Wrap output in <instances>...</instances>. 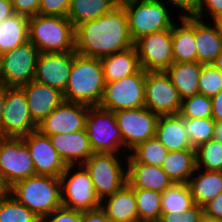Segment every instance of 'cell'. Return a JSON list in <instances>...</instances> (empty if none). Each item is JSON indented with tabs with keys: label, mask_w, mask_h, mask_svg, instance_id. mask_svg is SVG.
Wrapping results in <instances>:
<instances>
[{
	"label": "cell",
	"mask_w": 222,
	"mask_h": 222,
	"mask_svg": "<svg viewBox=\"0 0 222 222\" xmlns=\"http://www.w3.org/2000/svg\"><path fill=\"white\" fill-rule=\"evenodd\" d=\"M201 71L202 64L198 62H174L165 70L181 99L199 93Z\"/></svg>",
	"instance_id": "27"
},
{
	"label": "cell",
	"mask_w": 222,
	"mask_h": 222,
	"mask_svg": "<svg viewBox=\"0 0 222 222\" xmlns=\"http://www.w3.org/2000/svg\"><path fill=\"white\" fill-rule=\"evenodd\" d=\"M34 122L39 125L63 100V93L51 86L32 80L21 86Z\"/></svg>",
	"instance_id": "19"
},
{
	"label": "cell",
	"mask_w": 222,
	"mask_h": 222,
	"mask_svg": "<svg viewBox=\"0 0 222 222\" xmlns=\"http://www.w3.org/2000/svg\"><path fill=\"white\" fill-rule=\"evenodd\" d=\"M74 37L77 54L98 59L134 46L121 4L95 20L76 26Z\"/></svg>",
	"instance_id": "1"
},
{
	"label": "cell",
	"mask_w": 222,
	"mask_h": 222,
	"mask_svg": "<svg viewBox=\"0 0 222 222\" xmlns=\"http://www.w3.org/2000/svg\"><path fill=\"white\" fill-rule=\"evenodd\" d=\"M179 115L185 119L212 118L211 97L197 93L182 99Z\"/></svg>",
	"instance_id": "38"
},
{
	"label": "cell",
	"mask_w": 222,
	"mask_h": 222,
	"mask_svg": "<svg viewBox=\"0 0 222 222\" xmlns=\"http://www.w3.org/2000/svg\"><path fill=\"white\" fill-rule=\"evenodd\" d=\"M100 208L110 222H138L134 188L128 183L112 195L102 199Z\"/></svg>",
	"instance_id": "21"
},
{
	"label": "cell",
	"mask_w": 222,
	"mask_h": 222,
	"mask_svg": "<svg viewBox=\"0 0 222 222\" xmlns=\"http://www.w3.org/2000/svg\"><path fill=\"white\" fill-rule=\"evenodd\" d=\"M128 18L129 32L135 42L140 37L171 29L175 24L171 10L162 0H126L120 3Z\"/></svg>",
	"instance_id": "5"
},
{
	"label": "cell",
	"mask_w": 222,
	"mask_h": 222,
	"mask_svg": "<svg viewBox=\"0 0 222 222\" xmlns=\"http://www.w3.org/2000/svg\"><path fill=\"white\" fill-rule=\"evenodd\" d=\"M40 222H81V211L61 206L40 218Z\"/></svg>",
	"instance_id": "42"
},
{
	"label": "cell",
	"mask_w": 222,
	"mask_h": 222,
	"mask_svg": "<svg viewBox=\"0 0 222 222\" xmlns=\"http://www.w3.org/2000/svg\"><path fill=\"white\" fill-rule=\"evenodd\" d=\"M115 153H93L82 165L89 172L100 200L127 184V162Z\"/></svg>",
	"instance_id": "6"
},
{
	"label": "cell",
	"mask_w": 222,
	"mask_h": 222,
	"mask_svg": "<svg viewBox=\"0 0 222 222\" xmlns=\"http://www.w3.org/2000/svg\"><path fill=\"white\" fill-rule=\"evenodd\" d=\"M104 87L100 59L85 57L73 51L70 76L63 93L64 100L90 107L99 106Z\"/></svg>",
	"instance_id": "2"
},
{
	"label": "cell",
	"mask_w": 222,
	"mask_h": 222,
	"mask_svg": "<svg viewBox=\"0 0 222 222\" xmlns=\"http://www.w3.org/2000/svg\"><path fill=\"white\" fill-rule=\"evenodd\" d=\"M161 167L174 184L188 183L196 170V150L169 151Z\"/></svg>",
	"instance_id": "30"
},
{
	"label": "cell",
	"mask_w": 222,
	"mask_h": 222,
	"mask_svg": "<svg viewBox=\"0 0 222 222\" xmlns=\"http://www.w3.org/2000/svg\"><path fill=\"white\" fill-rule=\"evenodd\" d=\"M5 99V86L0 83V138H2V118Z\"/></svg>",
	"instance_id": "50"
},
{
	"label": "cell",
	"mask_w": 222,
	"mask_h": 222,
	"mask_svg": "<svg viewBox=\"0 0 222 222\" xmlns=\"http://www.w3.org/2000/svg\"><path fill=\"white\" fill-rule=\"evenodd\" d=\"M168 150L162 143L153 137L145 142L139 143L124 157L127 163H144L152 166H162Z\"/></svg>",
	"instance_id": "32"
},
{
	"label": "cell",
	"mask_w": 222,
	"mask_h": 222,
	"mask_svg": "<svg viewBox=\"0 0 222 222\" xmlns=\"http://www.w3.org/2000/svg\"><path fill=\"white\" fill-rule=\"evenodd\" d=\"M127 183L134 189H148L158 193L174 184L161 166L144 163H127Z\"/></svg>",
	"instance_id": "22"
},
{
	"label": "cell",
	"mask_w": 222,
	"mask_h": 222,
	"mask_svg": "<svg viewBox=\"0 0 222 222\" xmlns=\"http://www.w3.org/2000/svg\"><path fill=\"white\" fill-rule=\"evenodd\" d=\"M171 36L174 62H197L195 17L179 18L171 28Z\"/></svg>",
	"instance_id": "23"
},
{
	"label": "cell",
	"mask_w": 222,
	"mask_h": 222,
	"mask_svg": "<svg viewBox=\"0 0 222 222\" xmlns=\"http://www.w3.org/2000/svg\"><path fill=\"white\" fill-rule=\"evenodd\" d=\"M195 205L187 183H176L161 193L162 213L181 214Z\"/></svg>",
	"instance_id": "33"
},
{
	"label": "cell",
	"mask_w": 222,
	"mask_h": 222,
	"mask_svg": "<svg viewBox=\"0 0 222 222\" xmlns=\"http://www.w3.org/2000/svg\"><path fill=\"white\" fill-rule=\"evenodd\" d=\"M7 193H9V188L3 181L2 176L0 174V196L6 195Z\"/></svg>",
	"instance_id": "54"
},
{
	"label": "cell",
	"mask_w": 222,
	"mask_h": 222,
	"mask_svg": "<svg viewBox=\"0 0 222 222\" xmlns=\"http://www.w3.org/2000/svg\"><path fill=\"white\" fill-rule=\"evenodd\" d=\"M74 169V170H73ZM62 206L88 211L100 208L89 172L83 165H67L60 176Z\"/></svg>",
	"instance_id": "8"
},
{
	"label": "cell",
	"mask_w": 222,
	"mask_h": 222,
	"mask_svg": "<svg viewBox=\"0 0 222 222\" xmlns=\"http://www.w3.org/2000/svg\"><path fill=\"white\" fill-rule=\"evenodd\" d=\"M29 17L14 13L0 22V55L29 41Z\"/></svg>",
	"instance_id": "29"
},
{
	"label": "cell",
	"mask_w": 222,
	"mask_h": 222,
	"mask_svg": "<svg viewBox=\"0 0 222 222\" xmlns=\"http://www.w3.org/2000/svg\"><path fill=\"white\" fill-rule=\"evenodd\" d=\"M114 113L128 154L139 143L155 137L159 116L147 107L120 110Z\"/></svg>",
	"instance_id": "14"
},
{
	"label": "cell",
	"mask_w": 222,
	"mask_h": 222,
	"mask_svg": "<svg viewBox=\"0 0 222 222\" xmlns=\"http://www.w3.org/2000/svg\"><path fill=\"white\" fill-rule=\"evenodd\" d=\"M14 13L27 17L36 16L40 7V0H11Z\"/></svg>",
	"instance_id": "44"
},
{
	"label": "cell",
	"mask_w": 222,
	"mask_h": 222,
	"mask_svg": "<svg viewBox=\"0 0 222 222\" xmlns=\"http://www.w3.org/2000/svg\"><path fill=\"white\" fill-rule=\"evenodd\" d=\"M81 222H110L105 212L101 209L81 211Z\"/></svg>",
	"instance_id": "47"
},
{
	"label": "cell",
	"mask_w": 222,
	"mask_h": 222,
	"mask_svg": "<svg viewBox=\"0 0 222 222\" xmlns=\"http://www.w3.org/2000/svg\"><path fill=\"white\" fill-rule=\"evenodd\" d=\"M39 50L30 42L0 55V83L21 87L35 78Z\"/></svg>",
	"instance_id": "10"
},
{
	"label": "cell",
	"mask_w": 222,
	"mask_h": 222,
	"mask_svg": "<svg viewBox=\"0 0 222 222\" xmlns=\"http://www.w3.org/2000/svg\"><path fill=\"white\" fill-rule=\"evenodd\" d=\"M14 14L11 0H0V22Z\"/></svg>",
	"instance_id": "49"
},
{
	"label": "cell",
	"mask_w": 222,
	"mask_h": 222,
	"mask_svg": "<svg viewBox=\"0 0 222 222\" xmlns=\"http://www.w3.org/2000/svg\"><path fill=\"white\" fill-rule=\"evenodd\" d=\"M73 51L64 53H40L34 80L64 93L70 76Z\"/></svg>",
	"instance_id": "18"
},
{
	"label": "cell",
	"mask_w": 222,
	"mask_h": 222,
	"mask_svg": "<svg viewBox=\"0 0 222 222\" xmlns=\"http://www.w3.org/2000/svg\"><path fill=\"white\" fill-rule=\"evenodd\" d=\"M146 71L117 81L105 82L104 92L99 106L112 112L145 107Z\"/></svg>",
	"instance_id": "9"
},
{
	"label": "cell",
	"mask_w": 222,
	"mask_h": 222,
	"mask_svg": "<svg viewBox=\"0 0 222 222\" xmlns=\"http://www.w3.org/2000/svg\"><path fill=\"white\" fill-rule=\"evenodd\" d=\"M212 21L217 27L219 35L222 37V13L216 16Z\"/></svg>",
	"instance_id": "52"
},
{
	"label": "cell",
	"mask_w": 222,
	"mask_h": 222,
	"mask_svg": "<svg viewBox=\"0 0 222 222\" xmlns=\"http://www.w3.org/2000/svg\"><path fill=\"white\" fill-rule=\"evenodd\" d=\"M105 82L117 81L141 69L135 46L100 59Z\"/></svg>",
	"instance_id": "26"
},
{
	"label": "cell",
	"mask_w": 222,
	"mask_h": 222,
	"mask_svg": "<svg viewBox=\"0 0 222 222\" xmlns=\"http://www.w3.org/2000/svg\"><path fill=\"white\" fill-rule=\"evenodd\" d=\"M212 65L220 70L222 72V51L220 54L215 58V60L212 62Z\"/></svg>",
	"instance_id": "53"
},
{
	"label": "cell",
	"mask_w": 222,
	"mask_h": 222,
	"mask_svg": "<svg viewBox=\"0 0 222 222\" xmlns=\"http://www.w3.org/2000/svg\"><path fill=\"white\" fill-rule=\"evenodd\" d=\"M199 93L213 97L222 88V72L212 64H202L198 82Z\"/></svg>",
	"instance_id": "39"
},
{
	"label": "cell",
	"mask_w": 222,
	"mask_h": 222,
	"mask_svg": "<svg viewBox=\"0 0 222 222\" xmlns=\"http://www.w3.org/2000/svg\"><path fill=\"white\" fill-rule=\"evenodd\" d=\"M206 217L222 220V192L203 206Z\"/></svg>",
	"instance_id": "46"
},
{
	"label": "cell",
	"mask_w": 222,
	"mask_h": 222,
	"mask_svg": "<svg viewBox=\"0 0 222 222\" xmlns=\"http://www.w3.org/2000/svg\"><path fill=\"white\" fill-rule=\"evenodd\" d=\"M71 0H40L39 15L67 17Z\"/></svg>",
	"instance_id": "41"
},
{
	"label": "cell",
	"mask_w": 222,
	"mask_h": 222,
	"mask_svg": "<svg viewBox=\"0 0 222 222\" xmlns=\"http://www.w3.org/2000/svg\"><path fill=\"white\" fill-rule=\"evenodd\" d=\"M201 222H222V220L212 219L204 215L201 219Z\"/></svg>",
	"instance_id": "55"
},
{
	"label": "cell",
	"mask_w": 222,
	"mask_h": 222,
	"mask_svg": "<svg viewBox=\"0 0 222 222\" xmlns=\"http://www.w3.org/2000/svg\"><path fill=\"white\" fill-rule=\"evenodd\" d=\"M49 138L66 165H82L94 153L86 129Z\"/></svg>",
	"instance_id": "20"
},
{
	"label": "cell",
	"mask_w": 222,
	"mask_h": 222,
	"mask_svg": "<svg viewBox=\"0 0 222 222\" xmlns=\"http://www.w3.org/2000/svg\"><path fill=\"white\" fill-rule=\"evenodd\" d=\"M29 41L40 53L75 51V28L67 17H29Z\"/></svg>",
	"instance_id": "4"
},
{
	"label": "cell",
	"mask_w": 222,
	"mask_h": 222,
	"mask_svg": "<svg viewBox=\"0 0 222 222\" xmlns=\"http://www.w3.org/2000/svg\"><path fill=\"white\" fill-rule=\"evenodd\" d=\"M2 118V138H21L38 129L31 117L25 93L21 87H6Z\"/></svg>",
	"instance_id": "12"
},
{
	"label": "cell",
	"mask_w": 222,
	"mask_h": 222,
	"mask_svg": "<svg viewBox=\"0 0 222 222\" xmlns=\"http://www.w3.org/2000/svg\"><path fill=\"white\" fill-rule=\"evenodd\" d=\"M182 99L165 71H148L145 78V107L158 116L179 114Z\"/></svg>",
	"instance_id": "13"
},
{
	"label": "cell",
	"mask_w": 222,
	"mask_h": 222,
	"mask_svg": "<svg viewBox=\"0 0 222 222\" xmlns=\"http://www.w3.org/2000/svg\"><path fill=\"white\" fill-rule=\"evenodd\" d=\"M221 13H222V0H200L198 12L195 17L205 20L204 17L210 15L211 16L210 19L213 20L216 16H218Z\"/></svg>",
	"instance_id": "45"
},
{
	"label": "cell",
	"mask_w": 222,
	"mask_h": 222,
	"mask_svg": "<svg viewBox=\"0 0 222 222\" xmlns=\"http://www.w3.org/2000/svg\"><path fill=\"white\" fill-rule=\"evenodd\" d=\"M85 129L94 153L123 155L124 151L128 152L123 145L114 112L100 106L90 107L86 116Z\"/></svg>",
	"instance_id": "7"
},
{
	"label": "cell",
	"mask_w": 222,
	"mask_h": 222,
	"mask_svg": "<svg viewBox=\"0 0 222 222\" xmlns=\"http://www.w3.org/2000/svg\"><path fill=\"white\" fill-rule=\"evenodd\" d=\"M212 100V118L215 121H222V88L213 97Z\"/></svg>",
	"instance_id": "48"
},
{
	"label": "cell",
	"mask_w": 222,
	"mask_h": 222,
	"mask_svg": "<svg viewBox=\"0 0 222 222\" xmlns=\"http://www.w3.org/2000/svg\"><path fill=\"white\" fill-rule=\"evenodd\" d=\"M21 138L30 151L35 174L60 178L67 165L53 147L49 136L37 129Z\"/></svg>",
	"instance_id": "17"
},
{
	"label": "cell",
	"mask_w": 222,
	"mask_h": 222,
	"mask_svg": "<svg viewBox=\"0 0 222 222\" xmlns=\"http://www.w3.org/2000/svg\"><path fill=\"white\" fill-rule=\"evenodd\" d=\"M9 194L39 218L49 215L62 206L59 177L30 176L9 187Z\"/></svg>",
	"instance_id": "3"
},
{
	"label": "cell",
	"mask_w": 222,
	"mask_h": 222,
	"mask_svg": "<svg viewBox=\"0 0 222 222\" xmlns=\"http://www.w3.org/2000/svg\"><path fill=\"white\" fill-rule=\"evenodd\" d=\"M165 2L167 5L169 4L168 7L170 6V8L172 5V7L177 6L179 8L178 11L182 9L179 13L181 15H178V18L195 17L200 5V0H165Z\"/></svg>",
	"instance_id": "43"
},
{
	"label": "cell",
	"mask_w": 222,
	"mask_h": 222,
	"mask_svg": "<svg viewBox=\"0 0 222 222\" xmlns=\"http://www.w3.org/2000/svg\"><path fill=\"white\" fill-rule=\"evenodd\" d=\"M187 184L194 203L203 207L222 192V171H207L196 168Z\"/></svg>",
	"instance_id": "28"
},
{
	"label": "cell",
	"mask_w": 222,
	"mask_h": 222,
	"mask_svg": "<svg viewBox=\"0 0 222 222\" xmlns=\"http://www.w3.org/2000/svg\"><path fill=\"white\" fill-rule=\"evenodd\" d=\"M89 108L84 104L63 100L38 125V130L47 136L84 130Z\"/></svg>",
	"instance_id": "16"
},
{
	"label": "cell",
	"mask_w": 222,
	"mask_h": 222,
	"mask_svg": "<svg viewBox=\"0 0 222 222\" xmlns=\"http://www.w3.org/2000/svg\"><path fill=\"white\" fill-rule=\"evenodd\" d=\"M155 137L168 151L195 150L183 128L179 114L159 116Z\"/></svg>",
	"instance_id": "24"
},
{
	"label": "cell",
	"mask_w": 222,
	"mask_h": 222,
	"mask_svg": "<svg viewBox=\"0 0 222 222\" xmlns=\"http://www.w3.org/2000/svg\"><path fill=\"white\" fill-rule=\"evenodd\" d=\"M0 174L8 188L36 175L30 151L22 138H0Z\"/></svg>",
	"instance_id": "11"
},
{
	"label": "cell",
	"mask_w": 222,
	"mask_h": 222,
	"mask_svg": "<svg viewBox=\"0 0 222 222\" xmlns=\"http://www.w3.org/2000/svg\"><path fill=\"white\" fill-rule=\"evenodd\" d=\"M141 68L148 71H165L174 63L171 29L146 34L134 42Z\"/></svg>",
	"instance_id": "15"
},
{
	"label": "cell",
	"mask_w": 222,
	"mask_h": 222,
	"mask_svg": "<svg viewBox=\"0 0 222 222\" xmlns=\"http://www.w3.org/2000/svg\"><path fill=\"white\" fill-rule=\"evenodd\" d=\"M196 168L207 171H222V144L211 139L196 149Z\"/></svg>",
	"instance_id": "36"
},
{
	"label": "cell",
	"mask_w": 222,
	"mask_h": 222,
	"mask_svg": "<svg viewBox=\"0 0 222 222\" xmlns=\"http://www.w3.org/2000/svg\"><path fill=\"white\" fill-rule=\"evenodd\" d=\"M207 18L208 16L206 20H202L195 17L197 62L201 64H212L222 51V37L213 22H206L209 20Z\"/></svg>",
	"instance_id": "25"
},
{
	"label": "cell",
	"mask_w": 222,
	"mask_h": 222,
	"mask_svg": "<svg viewBox=\"0 0 222 222\" xmlns=\"http://www.w3.org/2000/svg\"><path fill=\"white\" fill-rule=\"evenodd\" d=\"M213 139L222 144V121H215V131Z\"/></svg>",
	"instance_id": "51"
},
{
	"label": "cell",
	"mask_w": 222,
	"mask_h": 222,
	"mask_svg": "<svg viewBox=\"0 0 222 222\" xmlns=\"http://www.w3.org/2000/svg\"><path fill=\"white\" fill-rule=\"evenodd\" d=\"M203 216V207L195 204L181 214L177 212L162 213L158 222H201Z\"/></svg>",
	"instance_id": "40"
},
{
	"label": "cell",
	"mask_w": 222,
	"mask_h": 222,
	"mask_svg": "<svg viewBox=\"0 0 222 222\" xmlns=\"http://www.w3.org/2000/svg\"><path fill=\"white\" fill-rule=\"evenodd\" d=\"M183 128L196 149L199 145L213 139L215 120L213 118H183Z\"/></svg>",
	"instance_id": "37"
},
{
	"label": "cell",
	"mask_w": 222,
	"mask_h": 222,
	"mask_svg": "<svg viewBox=\"0 0 222 222\" xmlns=\"http://www.w3.org/2000/svg\"><path fill=\"white\" fill-rule=\"evenodd\" d=\"M138 222H158L161 214V193L148 189H134Z\"/></svg>",
	"instance_id": "34"
},
{
	"label": "cell",
	"mask_w": 222,
	"mask_h": 222,
	"mask_svg": "<svg viewBox=\"0 0 222 222\" xmlns=\"http://www.w3.org/2000/svg\"><path fill=\"white\" fill-rule=\"evenodd\" d=\"M119 4L118 0H71L67 18L75 28L110 12Z\"/></svg>",
	"instance_id": "31"
},
{
	"label": "cell",
	"mask_w": 222,
	"mask_h": 222,
	"mask_svg": "<svg viewBox=\"0 0 222 222\" xmlns=\"http://www.w3.org/2000/svg\"><path fill=\"white\" fill-rule=\"evenodd\" d=\"M0 222H40V218L7 193L0 196Z\"/></svg>",
	"instance_id": "35"
}]
</instances>
